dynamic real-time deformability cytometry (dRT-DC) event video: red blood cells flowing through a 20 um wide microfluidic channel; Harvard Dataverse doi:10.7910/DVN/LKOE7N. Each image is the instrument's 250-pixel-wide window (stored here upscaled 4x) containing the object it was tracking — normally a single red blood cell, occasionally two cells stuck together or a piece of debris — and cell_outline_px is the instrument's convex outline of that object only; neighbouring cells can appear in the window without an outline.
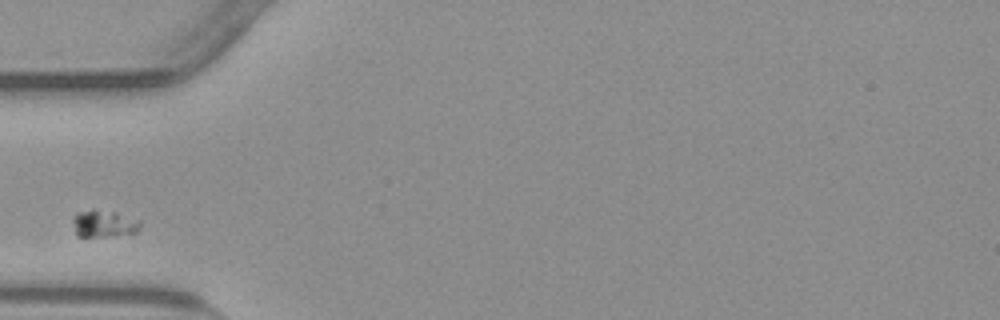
{"species": "common noctule bat (a hibernating species)", "species_latin": "Nyctalus noctula", "temperature_condition": "warm", "stored_images_in_passage": 28, "camera_frame_rate_fps": 3000, "um_per_image_px": 0.085, "animal": {"sex": "male", "body_mass_g": 23.1, "forearm_length_mm": 52.7}, "frame": {"image": 1, "passage_image": 1, "time_ms": 0.0, "image_size_px": [1000, 320], "cell_outline_px": [[140, 228], [136, 232], [116, 236], [76, 236], [72, 220], [72, 216], [76, 212], [92, 208], [96, 208], [116, 212], [140, 220]], "centroid_in_image_um": [8.8, 18.98], "position_along_channel_um": 76.2, "area_um2": 10.98}}
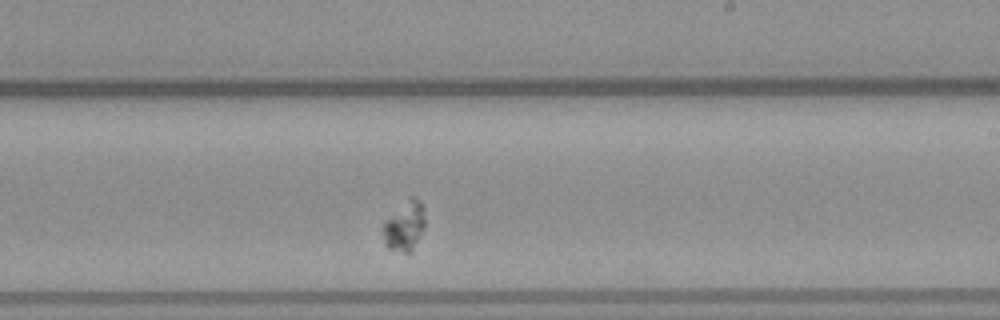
{"frame": {"image": 2, "passage_image": 16, "time_ms": 5.0, "image_size_px": [1000, 320], "cell_outline_px": [[424, 224], [420, 236], [412, 252], [404, 252], [388, 248], [384, 244], [384, 224], [412, 196], [416, 196], [420, 200], [424, 208]], "centroid_in_image_um": [34.44, 19.25], "position_along_channel_um": 254.6, "area_um2": 11.56}}
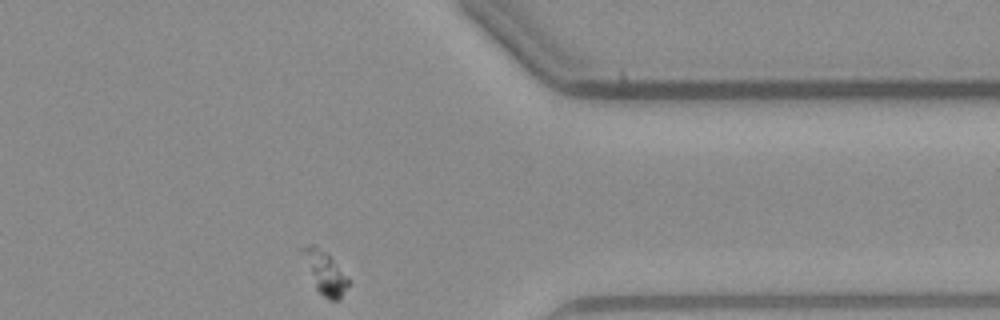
{"frame": {"image": 3, "passage_image": 28, "time_ms": 9.0, "image_size_px": [1000, 320], "cell_outline_px": [[348, 284], [340, 296], [336, 300], [328, 300], [316, 288], [300, 248], [308, 244], [316, 244], [328, 252], [348, 280]], "centroid_in_image_um": [27.58, 23.1], "position_along_channel_um": 383.8, "area_um2": 10.92}}